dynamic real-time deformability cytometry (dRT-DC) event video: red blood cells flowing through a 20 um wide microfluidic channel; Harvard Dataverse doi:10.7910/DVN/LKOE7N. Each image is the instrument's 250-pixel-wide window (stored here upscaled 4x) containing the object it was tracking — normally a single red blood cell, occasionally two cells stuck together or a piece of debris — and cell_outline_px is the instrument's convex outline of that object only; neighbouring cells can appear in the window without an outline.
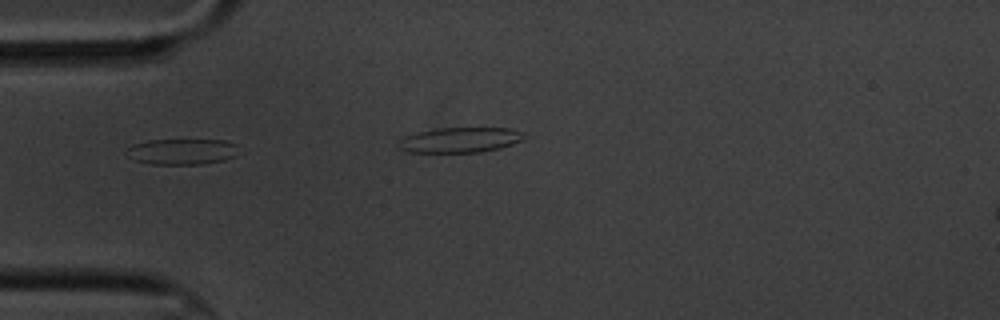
{"species": "common noctule bat (a hibernating species)", "species_latin": "Nyctalus noctula", "temperature_condition": "cold", "stored_images_in_passage": 2, "camera_frame_rate_fps": 3000, "um_per_image_px": 0.085, "animal": {"sex": "male", "body_mass_g": 20.1, "forearm_length_mm": 53.5}, "frame": {"image": 1, "passage_image": 1, "time_ms": 0.0, "image_size_px": [1000, 320], "cell_outline_px": [[236, 156], [224, 160], [204, 164], [148, 164], [124, 156], [124, 148], [132, 144], [148, 140], [224, 140], [236, 144]], "centroid_in_image_um": [15.38, 12.89], "position_along_channel_um": 69.6, "area_um2": 17.17}}